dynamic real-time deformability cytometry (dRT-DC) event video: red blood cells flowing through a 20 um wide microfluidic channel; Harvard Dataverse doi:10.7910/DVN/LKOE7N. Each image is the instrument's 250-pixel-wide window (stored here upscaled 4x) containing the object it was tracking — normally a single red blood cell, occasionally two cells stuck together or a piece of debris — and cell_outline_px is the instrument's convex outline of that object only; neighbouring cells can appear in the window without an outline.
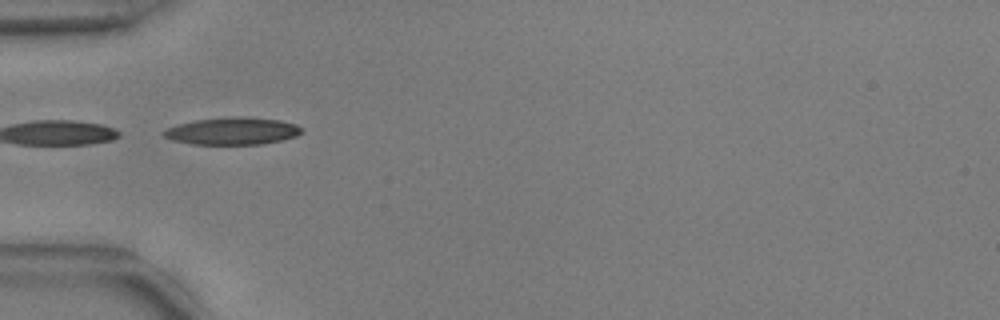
{"species": "common noctule bat (a hibernating species)", "species_latin": "Nyctalus noctula", "temperature_condition": "warm", "stored_images_in_passage": 20, "camera_frame_rate_fps": 3000, "um_per_image_px": 0.085, "animal": {"sex": "male", "body_mass_g": 17.9, "forearm_length_mm": 54.2}, "frame": {"image": 1, "passage_image": 1, "time_ms": 0.0, "image_size_px": [1000, 320], "cell_outline_px": [[300, 132], [296, 136], [280, 140], [260, 144], [192, 144], [172, 140], [164, 136], [160, 132], [168, 128], [180, 124], [196, 120], [232, 116], [240, 116], [280, 120], [296, 124], [300, 128]], "centroid_in_image_um": [19.73, 11.13], "position_along_channel_um": 65.3, "area_um2": 21.68}}